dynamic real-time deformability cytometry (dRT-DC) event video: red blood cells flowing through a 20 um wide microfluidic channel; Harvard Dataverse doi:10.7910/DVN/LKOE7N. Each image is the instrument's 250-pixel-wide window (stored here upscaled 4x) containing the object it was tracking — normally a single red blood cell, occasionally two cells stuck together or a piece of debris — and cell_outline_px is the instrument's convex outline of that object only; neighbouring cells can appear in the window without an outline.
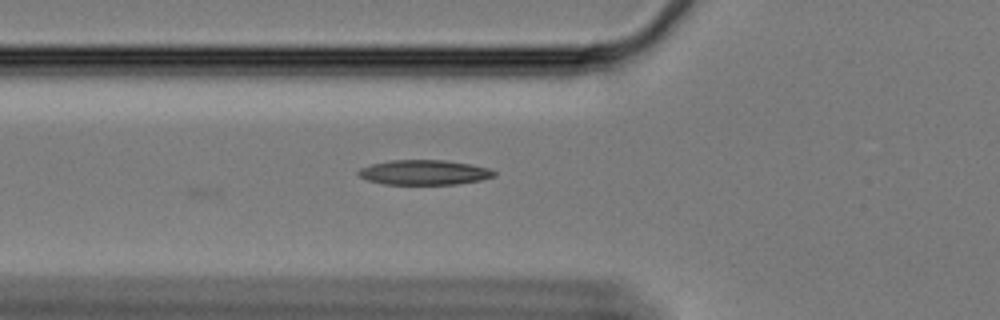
{"species": "Egyptian fruit bat (a non-hibernating species)", "species_latin": "Rousettus aegyptiacus", "temperature_condition": "cold", "stored_images_in_passage": 4, "camera_frame_rate_fps": 3000, "um_per_image_px": 0.085, "animal": {"sex": "female"}, "frame": {"image": 1, "passage_image": 4, "time_ms": 1.0, "image_size_px": [1000, 320], "cell_outline_px": [[496, 176], [480, 180], [456, 184], [384, 184], [368, 180], [360, 176], [356, 172], [360, 168], [372, 164], [388, 160], [444, 160], [468, 164], [488, 168], [496, 172]], "centroid_in_image_um": [36.04, 14.65], "position_along_channel_um": 89.8, "area_um2": 19.54}}